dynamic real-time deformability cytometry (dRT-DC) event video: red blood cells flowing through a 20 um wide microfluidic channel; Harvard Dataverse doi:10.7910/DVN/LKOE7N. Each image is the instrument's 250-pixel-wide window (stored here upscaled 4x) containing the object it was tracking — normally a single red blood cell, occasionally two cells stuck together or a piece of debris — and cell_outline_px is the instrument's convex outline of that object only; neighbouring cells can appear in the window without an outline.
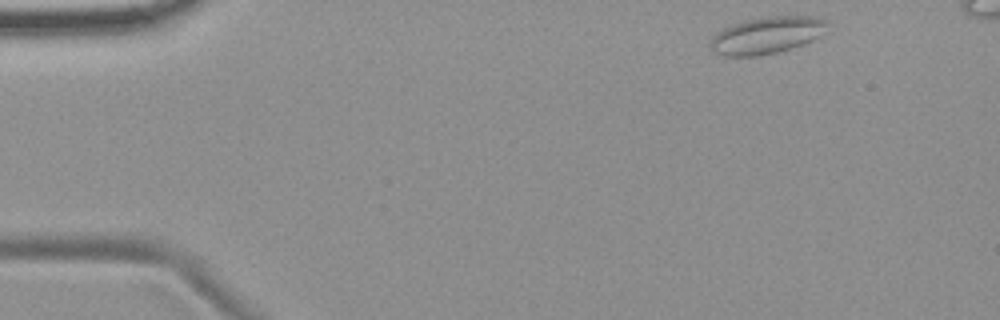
{"species": "common noctule bat (a hibernating species)", "species_latin": "Nyctalus noctula", "temperature_condition": "room temperature", "stored_images_in_passage": 3, "camera_frame_rate_fps": 3000, "um_per_image_px": 0.085, "animal": {"sex": "female", "body_mass_g": 19.9}, "frame": {"image": 1, "passage_image": 1, "time_ms": 0.0, "image_size_px": [1000, 320], "cell_outline_px": [[828, 32], [804, 44], [792, 48], [776, 52], [756, 56], [724, 56], [712, 52], [708, 44], [716, 32], [724, 28], [748, 20], [768, 16], [816, 16], [824, 20]], "centroid_in_image_um": [65.17, 3.01], "position_along_channel_um": 19.8, "area_um2": 25.14}}